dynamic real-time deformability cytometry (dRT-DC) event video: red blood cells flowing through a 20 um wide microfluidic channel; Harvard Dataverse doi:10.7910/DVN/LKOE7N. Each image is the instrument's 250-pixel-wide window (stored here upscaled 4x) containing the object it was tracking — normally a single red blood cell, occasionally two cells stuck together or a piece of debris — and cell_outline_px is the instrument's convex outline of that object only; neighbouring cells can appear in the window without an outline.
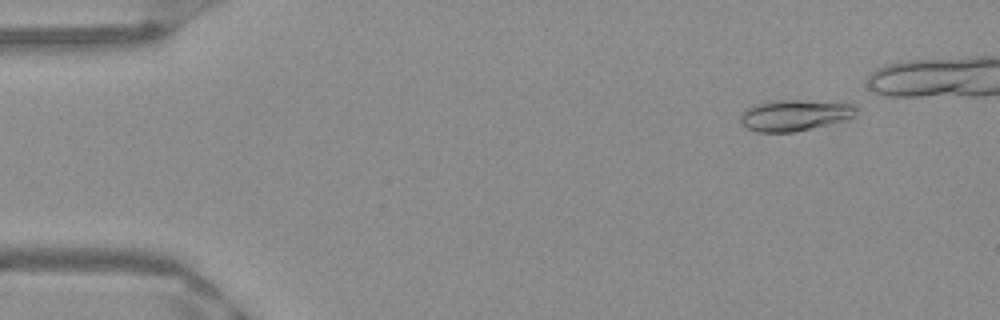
{"species": "Egyptian fruit bat (a non-hibernating species)", "species_latin": "Rousettus aegyptiacus", "temperature_condition": "warm", "stored_images_in_passage": 40, "camera_frame_rate_fps": 3000, "um_per_image_px": 0.085, "frame": {"image": 1, "passage_image": 3, "time_ms": 0.667, "image_size_px": [1000, 320], "cell_outline_px": [[856, 112], [848, 120], [796, 132], [756, 132], [740, 124], [740, 116], [748, 108], [756, 104], [768, 100], [796, 100], [856, 104]], "centroid_in_image_um": [67.54, 9.8], "position_along_channel_um": 17.5, "area_um2": 21.1}}
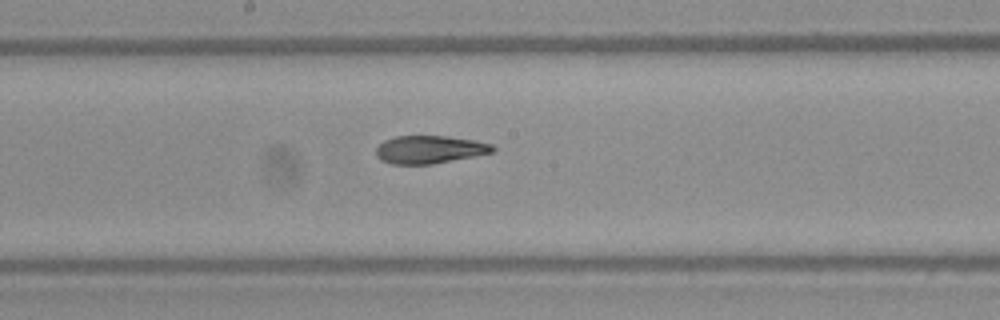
{"frame": {"image": 2, "passage_image": 25, "time_ms": 8.0, "image_size_px": [1000, 320], "cell_outline_px": [[496, 152], [432, 164], [392, 164], [380, 160], [376, 156], [376, 148], [384, 140], [396, 136], [444, 136], [476, 140], [492, 144], [496, 148]], "centroid_in_image_um": [36.53, 12.71], "position_along_channel_um": 211.7, "area_um2": 19.07}}
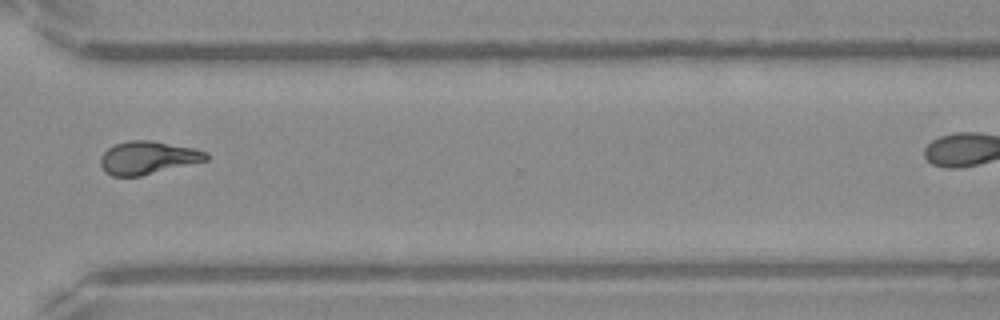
{"frame": {"image": 3, "passage_image": 36, "time_ms": 11.667, "image_size_px": [1000, 320], "cell_outline_px": [[208, 160], [140, 176], [112, 176], [100, 164], [100, 156], [108, 148], [116, 144], [128, 140], [152, 140], [196, 148], [208, 152]], "centroid_in_image_um": [12.59, 13.39], "position_along_channel_um": 358.0, "area_um2": 20.29}}